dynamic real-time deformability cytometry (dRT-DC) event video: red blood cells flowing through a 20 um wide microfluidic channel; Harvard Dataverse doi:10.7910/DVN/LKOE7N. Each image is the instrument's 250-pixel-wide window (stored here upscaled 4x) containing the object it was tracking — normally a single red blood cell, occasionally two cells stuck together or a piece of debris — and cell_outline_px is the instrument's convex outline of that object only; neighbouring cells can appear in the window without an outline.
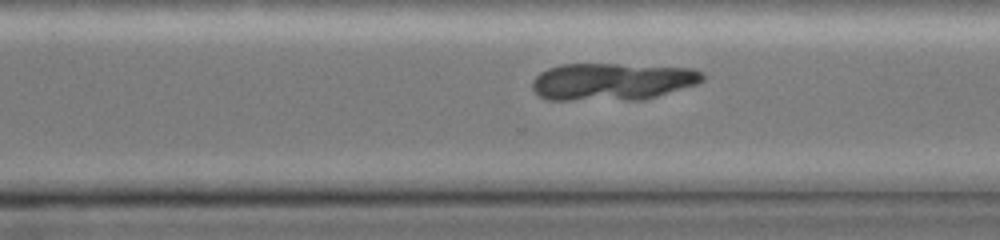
{"species": "common noctule bat (a hibernating species)", "species_latin": "Nyctalus noctula", "temperature_condition": "cold", "stored_images_in_passage": 37, "camera_frame_rate_fps": 3000, "um_per_image_px": 0.085, "animal": {"sex": "female", "body_mass_g": 19.0, "forearm_length_mm": 51.5}, "frame": {"image": 1, "passage_image": 28, "time_ms": 9.0, "image_size_px": [1000, 240], "cell_outline_px": [[704, 80], [696, 84], [644, 100], [548, 100], [540, 96], [532, 88], [532, 80], [540, 72], [548, 68], [560, 64], [620, 64], [696, 68], [704, 76]], "centroid_in_image_um": [52.02, 6.94], "position_along_channel_um": 318.6, "area_um2": 37.34}}
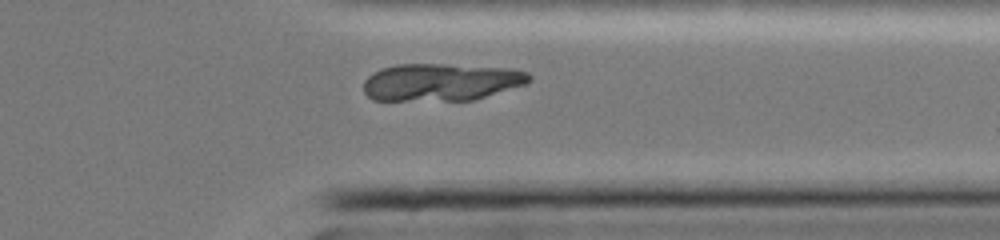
{"frame": {"image": 2, "passage_image": 32, "time_ms": 10.333, "image_size_px": [1000, 240], "cell_outline_px": [[532, 80], [524, 84], [472, 100], [372, 100], [364, 92], [364, 80], [372, 72], [380, 68], [396, 64], [440, 64], [508, 68], [528, 72], [532, 76]], "centroid_in_image_um": [37.45, 6.97], "position_along_channel_um": 374.0, "area_um2": 36.01}}